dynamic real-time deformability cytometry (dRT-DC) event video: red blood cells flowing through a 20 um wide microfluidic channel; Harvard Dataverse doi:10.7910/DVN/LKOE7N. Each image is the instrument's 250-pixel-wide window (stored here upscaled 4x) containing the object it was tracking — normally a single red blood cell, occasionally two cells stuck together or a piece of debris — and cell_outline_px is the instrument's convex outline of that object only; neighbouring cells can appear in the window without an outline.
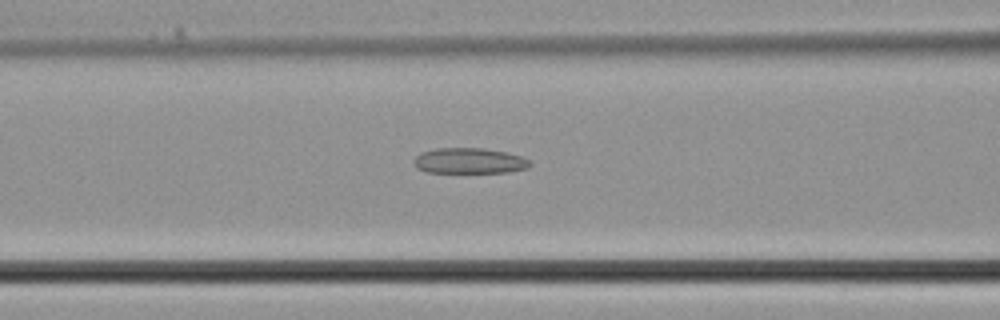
{"species": "common noctule bat (a hibernating species)", "species_latin": "Nyctalus noctula", "temperature_condition": "cold", "stored_images_in_passage": 36, "camera_frame_rate_fps": 3000, "um_per_image_px": 0.085, "animal": {"sex": "male", "body_mass_g": 21.5, "forearm_length_mm": 52.0}, "frame": {"image": 1, "passage_image": 14, "time_ms": 4.333, "image_size_px": [1000, 320], "cell_outline_px": [[532, 164], [528, 168], [508, 172], [428, 172], [416, 168], [412, 160], [420, 152], [436, 148], [484, 148], [508, 152], [532, 160]], "centroid_in_image_um": [39.91, 13.66], "position_along_channel_um": 126.7, "area_um2": 17.51}}
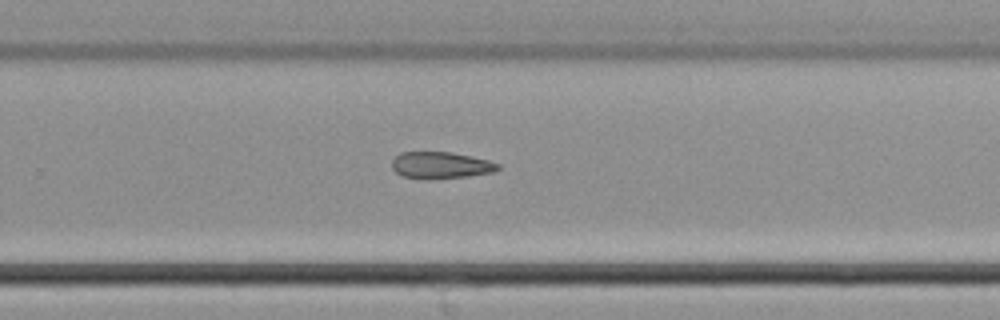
{"frame": {"image": 2, "passage_image": 23, "time_ms": 7.333, "image_size_px": [1000, 320], "cell_outline_px": [[500, 168], [492, 172], [468, 176], [432, 180], [404, 176], [396, 172], [392, 168], [392, 160], [400, 152], [452, 152], [488, 160], [500, 164]], "centroid_in_image_um": [37.46, 14.05], "position_along_channel_um": 292.3, "area_um2": 16.53}}
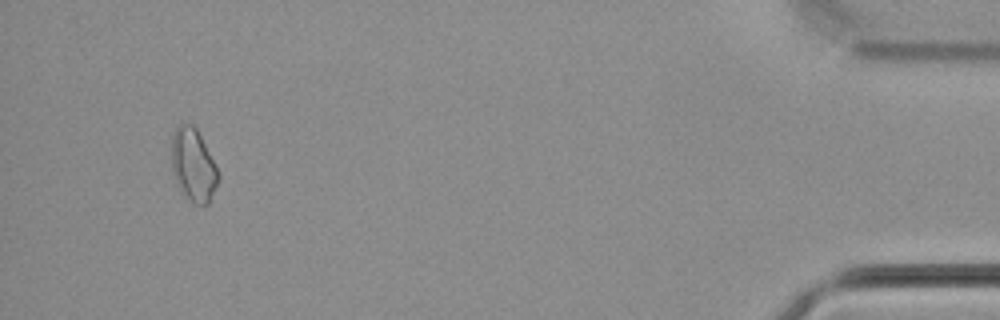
{"frame": {"image": 3, "passage_image": 34, "time_ms": 11.0, "image_size_px": [1000, 320], "cell_outline_px": [[220, 180], [208, 204], [192, 204], [180, 188], [172, 172], [172, 136], [176, 128], [180, 124], [192, 124], [196, 128], [216, 164], [220, 176]], "centroid_in_image_um": [16.46, 14.04], "position_along_channel_um": 418.7, "area_um2": 19.77}}